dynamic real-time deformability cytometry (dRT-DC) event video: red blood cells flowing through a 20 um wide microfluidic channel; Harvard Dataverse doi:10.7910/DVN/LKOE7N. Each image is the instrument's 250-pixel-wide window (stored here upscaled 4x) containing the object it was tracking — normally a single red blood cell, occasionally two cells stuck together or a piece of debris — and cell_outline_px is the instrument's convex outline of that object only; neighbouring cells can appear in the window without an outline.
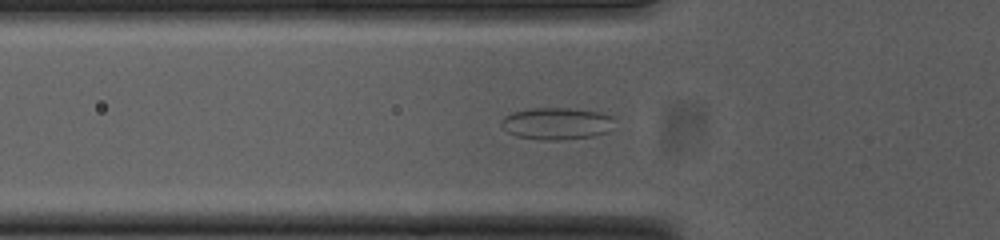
{"species": "common noctule bat (a hibernating species)", "species_latin": "Nyctalus noctula", "temperature_condition": "cold", "stored_images_in_passage": 47, "segment_of_instrument_passage": [1, 2], "camera_frame_rate_fps": 3000, "um_per_image_px": 0.085, "animal": {"sex": "female", "body_mass_g": 23.0, "forearm_length_mm": 53.4}, "frame": {"image": 1, "passage_image": 18, "time_ms": 5.667, "image_size_px": [1000, 240], "cell_outline_px": [[612, 120], [608, 132], [592, 136], [560, 140], [540, 140], [516, 136], [508, 132], [500, 124], [500, 120], [504, 116], [512, 112], [532, 108], [568, 108], [596, 112], [612, 116]], "centroid_in_image_um": [47.24, 10.5], "position_along_channel_um": 78.6, "area_um2": 20.92}}
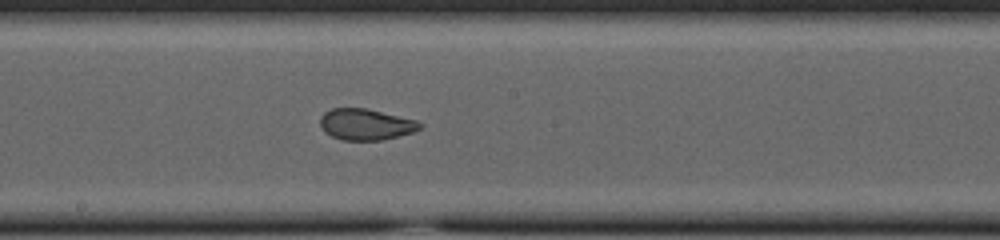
{"frame": {"image": 2, "passage_image": 29, "time_ms": 9.333, "image_size_px": [1000, 240], "cell_outline_px": [[424, 124], [420, 128], [412, 132], [380, 140], [344, 140], [332, 136], [324, 132], [320, 124], [320, 116], [324, 112], [332, 108], [368, 108], [416, 120]], "centroid_in_image_um": [31.07, 10.56], "position_along_channel_um": 217.1, "area_um2": 18.09}}
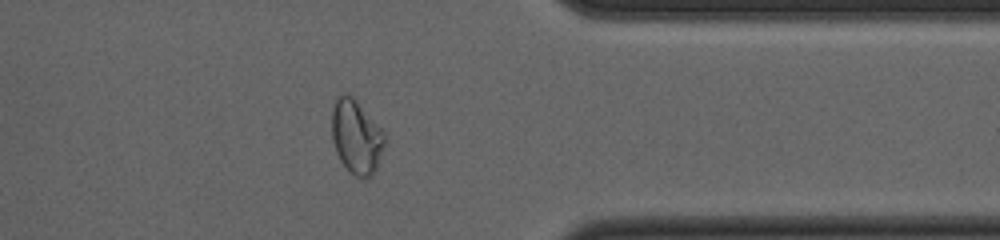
{"frame": {"image": 3, "passage_image": 43, "time_ms": 14.0, "image_size_px": [1000, 240], "cell_outline_px": [[388, 140], [376, 168], [372, 176], [364, 180], [348, 172], [340, 160], [336, 152], [332, 140], [332, 108], [336, 96], [344, 92], [348, 92], [356, 100], [384, 132]], "centroid_in_image_um": [30.29, 11.64], "position_along_channel_um": 381.1, "area_um2": 23.29}}